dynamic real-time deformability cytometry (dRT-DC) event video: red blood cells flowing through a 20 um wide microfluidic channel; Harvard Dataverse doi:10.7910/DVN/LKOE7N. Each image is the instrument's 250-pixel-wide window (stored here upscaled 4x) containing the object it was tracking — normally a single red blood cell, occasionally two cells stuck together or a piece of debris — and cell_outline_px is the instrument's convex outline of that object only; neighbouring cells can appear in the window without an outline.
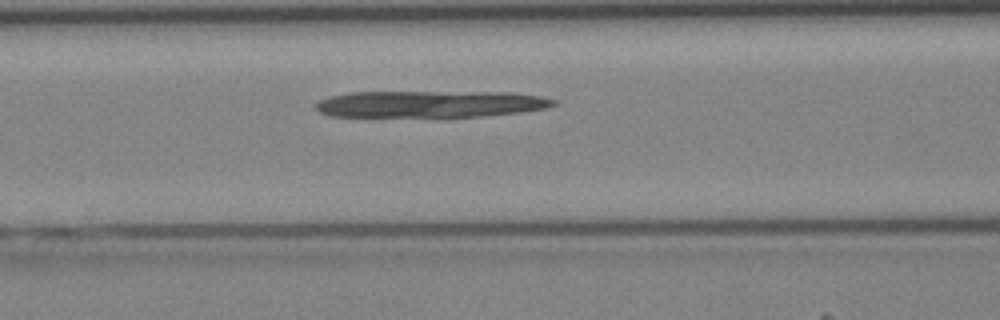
{"species": "Egyptian fruit bat (a non-hibernating species)", "species_latin": "Rousettus aegyptiacus", "temperature_condition": "cold", "stored_images_in_passage": 28, "camera_frame_rate_fps": 3000, "um_per_image_px": 0.085, "animal": {"sex": "female"}, "frame": {"image": 1, "passage_image": 11, "time_ms": 3.333, "image_size_px": [1000, 320], "cell_outline_px": [[556, 104], [544, 108], [520, 112], [484, 116], [332, 116], [320, 112], [316, 108], [316, 104], [320, 100], [332, 96], [348, 92], [516, 92], [540, 96], [556, 100]], "centroid_in_image_um": [36.61, 8.83], "position_along_channel_um": 130.0, "area_um2": 36.76}}
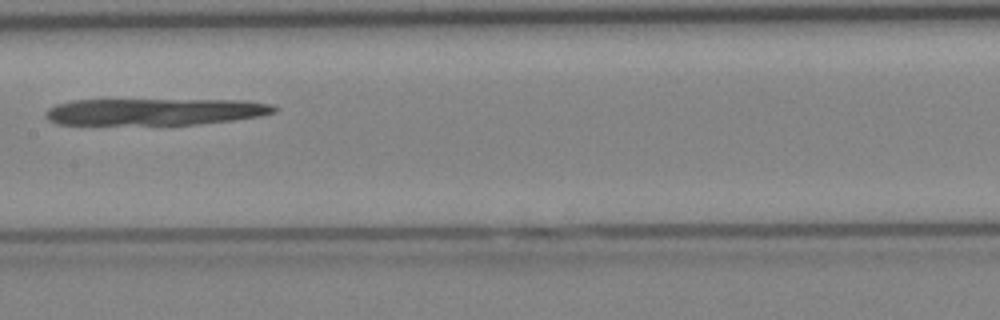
{"frame": {"image": 2, "passage_image": 15, "time_ms": 4.667, "image_size_px": [1000, 320], "cell_outline_px": [[280, 108], [276, 112], [260, 116], [232, 120], [196, 124], [56, 124], [48, 120], [44, 116], [44, 112], [48, 108], [56, 104], [72, 100], [244, 100], [272, 104]], "centroid_in_image_um": [13.16, 9.49], "position_along_channel_um": 194.2, "area_um2": 35.72}}
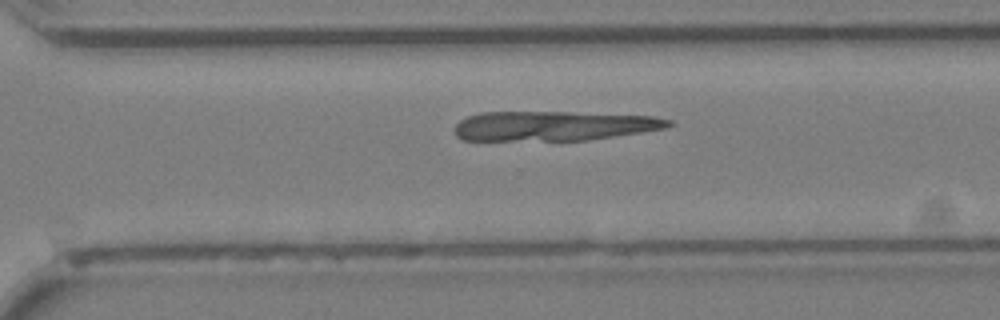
{"frame": {"image": 3, "passage_image": 23, "time_ms": 7.333, "image_size_px": [1000, 320], "cell_outline_px": [[676, 124], [668, 128], [588, 140], [460, 140], [456, 136], [456, 124], [460, 120], [468, 116], [480, 112], [568, 112], [652, 116], [672, 120]], "centroid_in_image_um": [47.09, 10.7], "position_along_channel_um": 323.5, "area_um2": 36.99}}